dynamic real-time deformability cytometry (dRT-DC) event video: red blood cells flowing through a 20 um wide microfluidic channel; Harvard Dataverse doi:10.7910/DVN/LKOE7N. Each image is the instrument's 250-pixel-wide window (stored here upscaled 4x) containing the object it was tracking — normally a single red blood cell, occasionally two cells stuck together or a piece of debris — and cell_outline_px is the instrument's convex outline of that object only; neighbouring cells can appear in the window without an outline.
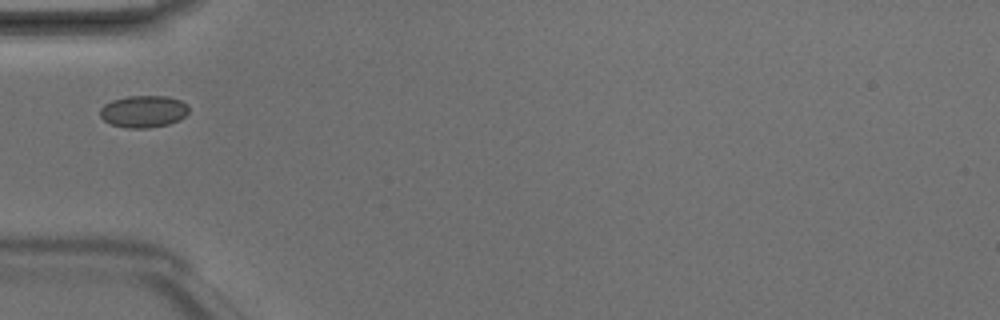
{"species": "Egyptian fruit bat (a non-hibernating species)", "species_latin": "Rousettus aegyptiacus", "temperature_condition": "room temperature", "stored_images_in_passage": 2, "camera_frame_rate_fps": 3000, "um_per_image_px": 0.085, "animal": {"sex": "male"}, "frame": {"image": 1, "passage_image": 2, "time_ms": 0.333, "image_size_px": [1000, 320], "cell_outline_px": [[188, 112], [184, 116], [168, 124], [148, 128], [128, 128], [112, 124], [104, 120], [100, 116], [100, 108], [104, 104], [112, 100], [128, 96], [164, 96], [180, 100], [188, 104]], "centroid_in_image_um": [12.18, 9.46], "position_along_channel_um": 72.8, "area_um2": 16.42}}